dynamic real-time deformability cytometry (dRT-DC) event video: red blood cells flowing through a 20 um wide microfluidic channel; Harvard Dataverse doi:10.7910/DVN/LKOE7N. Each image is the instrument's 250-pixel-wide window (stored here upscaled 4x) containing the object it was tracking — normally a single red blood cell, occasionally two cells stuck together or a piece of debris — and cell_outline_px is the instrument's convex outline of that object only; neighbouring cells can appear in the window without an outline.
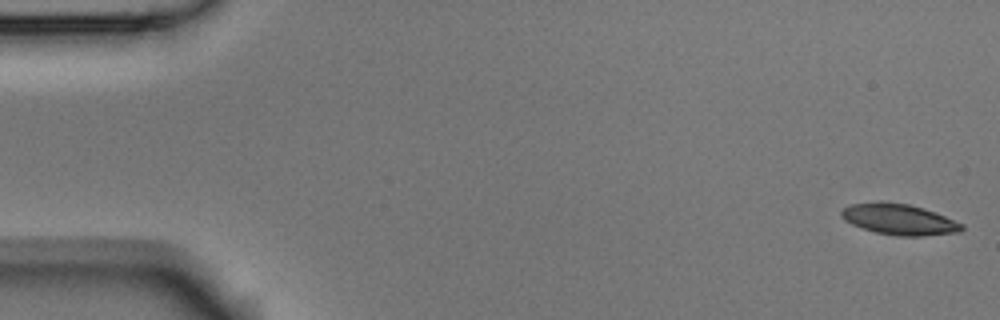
{"species": "Egyptian fruit bat (a non-hibernating species)", "species_latin": "Rousettus aegyptiacus", "temperature_condition": "room temperature", "stored_images_in_passage": 5, "segment_of_instrument_passage": [1, 2], "camera_frame_rate_fps": 3000, "um_per_image_px": 0.085, "animal": {"sex": "male"}, "frame": {"image": 1, "passage_image": 1, "time_ms": 0.0, "image_size_px": [1000, 320], "cell_outline_px": [[964, 228], [960, 232], [924, 236], [900, 236], [876, 232], [860, 228], [844, 220], [840, 216], [840, 212], [844, 208], [852, 204], [880, 200], [908, 204], [924, 208], [936, 212], [964, 224]], "centroid_in_image_um": [76.42, 18.63], "position_along_channel_um": 8.6, "area_um2": 21.96}}
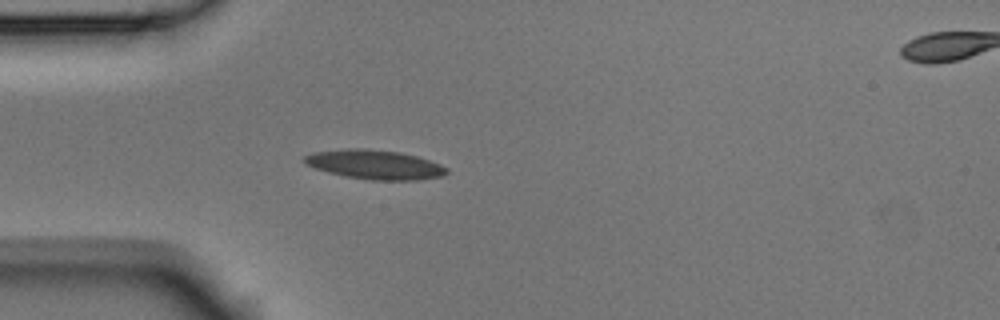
{"frame": {"image": 2, "passage_image": 4, "time_ms": 1.0, "image_size_px": [1000, 320], "cell_outline_px": [[448, 172], [440, 176], [416, 180], [372, 180], [344, 176], [328, 172], [316, 168], [308, 164], [304, 160], [304, 156], [312, 152], [348, 148], [368, 148], [400, 152], [416, 156], [440, 164], [448, 168]], "centroid_in_image_um": [31.85, 13.98], "position_along_channel_um": 53.1, "area_um2": 24.16}}